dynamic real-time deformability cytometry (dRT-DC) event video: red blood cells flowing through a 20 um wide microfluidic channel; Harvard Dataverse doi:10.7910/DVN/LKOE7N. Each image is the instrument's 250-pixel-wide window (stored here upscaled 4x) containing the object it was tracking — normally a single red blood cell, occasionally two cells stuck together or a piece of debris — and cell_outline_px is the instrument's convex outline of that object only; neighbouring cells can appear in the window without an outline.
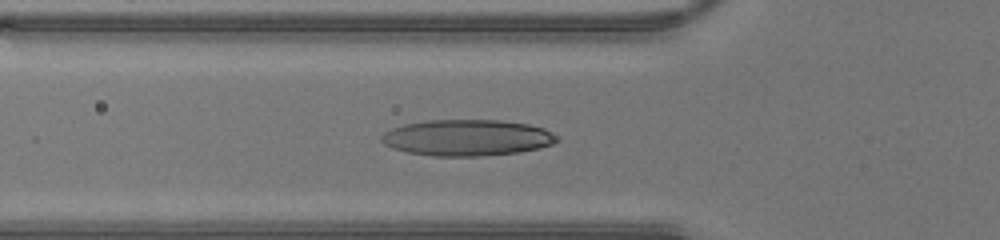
{"species": "human", "species_latin": "Homo sapiens", "temperature_condition": "warm", "stored_images_in_passage": 39, "camera_frame_rate_fps": 3000, "um_per_image_px": 0.085, "donor": {"sex": "male"}, "frame": {"image": 1, "passage_image": 15, "time_ms": 4.667, "image_size_px": [1000, 240], "cell_outline_px": [[560, 140], [552, 144], [540, 148], [520, 152], [480, 156], [432, 156], [408, 152], [392, 148], [384, 144], [380, 140], [380, 136], [384, 132], [392, 128], [404, 124], [428, 120], [500, 120], [528, 124], [544, 128], [560, 136]], "centroid_in_image_um": [39.72, 11.7], "position_along_channel_um": 86.1, "area_um2": 37.34}}
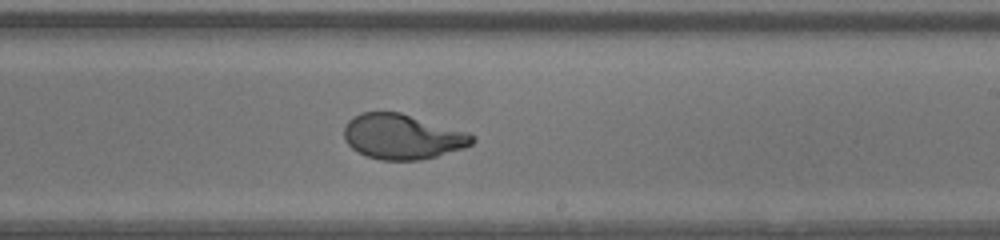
{"frame": {"image": 2, "passage_image": 26, "time_ms": 8.333, "image_size_px": [1000, 240], "cell_outline_px": [[476, 140], [472, 144], [464, 148], [436, 156], [420, 160], [380, 160], [356, 152], [344, 140], [344, 128], [348, 120], [352, 116], [360, 112], [400, 112], [468, 132], [476, 136]], "centroid_in_image_um": [34.19, 11.61], "position_along_channel_um": 254.8, "area_um2": 33.87}}
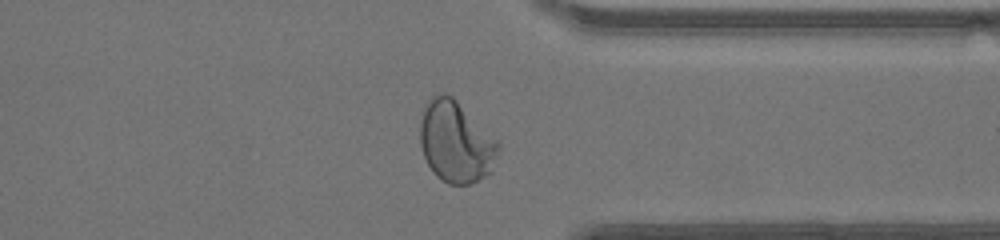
{"frame": {"image": 3, "passage_image": 34, "time_ms": 11.0, "image_size_px": [1000, 240], "cell_outline_px": [[500, 148], [492, 172], [468, 184], [448, 184], [440, 180], [432, 172], [424, 156], [420, 144], [420, 120], [424, 108], [428, 100], [436, 92], [444, 92], [452, 96], [500, 144]], "centroid_in_image_um": [38.72, 12.06], "position_along_channel_um": 372.7, "area_um2": 36.99}}